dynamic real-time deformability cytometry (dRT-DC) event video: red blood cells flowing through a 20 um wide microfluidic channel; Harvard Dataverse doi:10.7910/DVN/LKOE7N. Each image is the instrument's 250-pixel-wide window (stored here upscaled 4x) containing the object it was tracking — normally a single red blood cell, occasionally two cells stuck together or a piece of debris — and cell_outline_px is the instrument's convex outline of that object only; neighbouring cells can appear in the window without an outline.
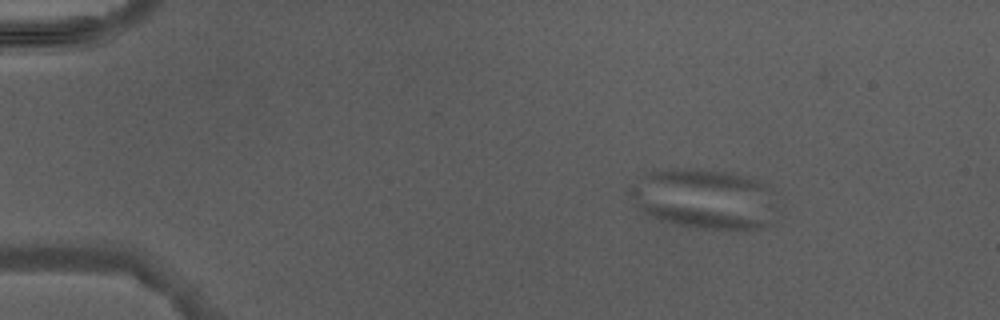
{"species": "Egyptian fruit bat (a non-hibernating species)", "species_latin": "Rousettus aegyptiacus", "temperature_condition": "warm", "stored_images_in_passage": 3, "camera_frame_rate_fps": 3000, "um_per_image_px": 0.085, "animal": {"sex": "male"}, "frame": {"image": 1, "passage_image": 1, "time_ms": 0.0, "image_size_px": [1000, 320], "cell_outline_px": [[776, 224], [760, 228], [700, 228], [660, 220], [636, 208], [624, 188], [648, 172], [724, 172], [756, 180], [768, 188], [772, 192]], "centroid_in_image_um": [59.84, 16.96], "position_along_channel_um": 25.2, "area_um2": 50.17}}